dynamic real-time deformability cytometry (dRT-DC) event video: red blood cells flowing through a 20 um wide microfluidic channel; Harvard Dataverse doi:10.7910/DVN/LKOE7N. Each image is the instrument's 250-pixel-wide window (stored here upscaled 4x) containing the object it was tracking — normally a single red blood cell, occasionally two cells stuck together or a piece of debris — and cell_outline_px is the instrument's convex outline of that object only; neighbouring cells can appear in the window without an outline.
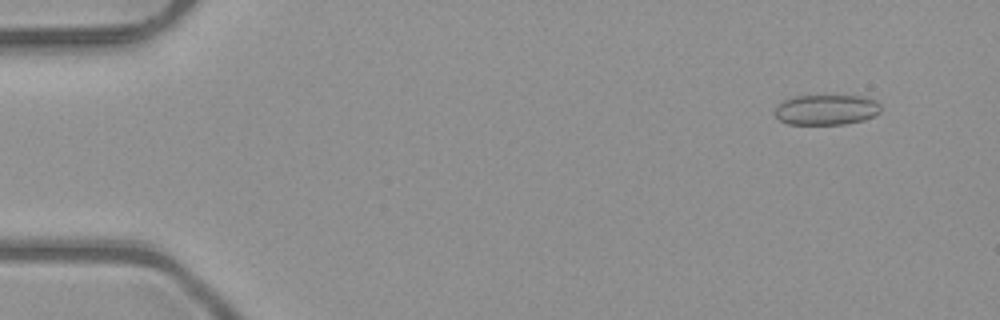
{"species": "common noctule bat (a hibernating species)", "species_latin": "Nyctalus noctula", "temperature_condition": "room temperature", "stored_images_in_passage": 7, "camera_frame_rate_fps": 3000, "um_per_image_px": 0.085, "animal": {"sex": "male", "body_mass_g": 23.1, "forearm_length_mm": 52.7}, "frame": {"image": 1, "passage_image": 2, "time_ms": 0.333, "image_size_px": [1000, 320], "cell_outline_px": [[880, 112], [864, 120], [844, 124], [788, 124], [780, 120], [772, 112], [784, 100], [796, 96], [860, 96], [876, 100], [880, 104]], "centroid_in_image_um": [70.23, 9.33], "position_along_channel_um": 14.8, "area_um2": 18.61}}
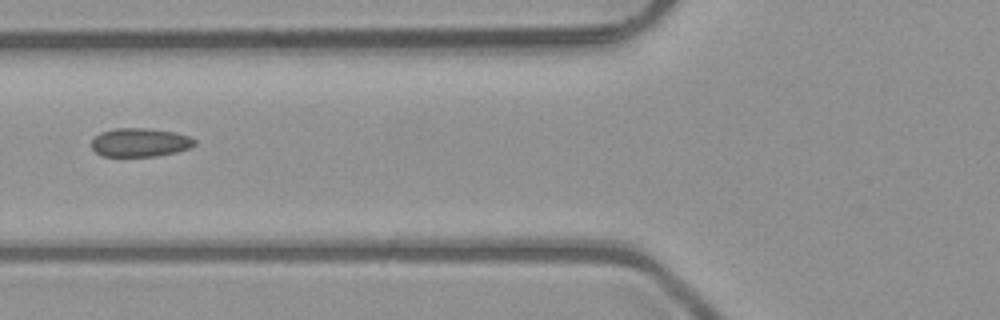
{"frame": {"image": 2, "passage_image": 6, "time_ms": 1.667, "image_size_px": [1000, 320], "cell_outline_px": [[196, 144], [188, 148], [176, 152], [156, 156], [100, 156], [92, 148], [92, 140], [100, 132], [116, 128], [144, 128], [172, 132], [188, 136], [196, 140]], "centroid_in_image_um": [11.87, 12.11], "position_along_channel_um": 113.9, "area_um2": 17.05}}
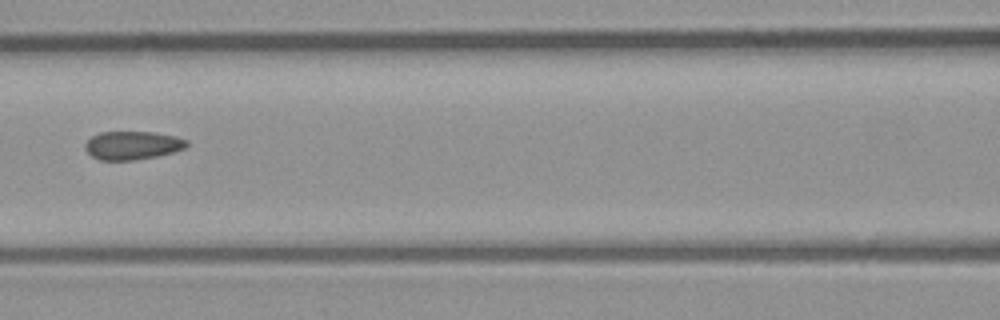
{"frame": {"image": 3, "passage_image": 7, "time_ms": 2.0, "image_size_px": [1000, 320], "cell_outline_px": [[188, 144], [184, 148], [172, 152], [156, 156], [132, 160], [100, 160], [92, 156], [84, 148], [84, 144], [92, 136], [100, 132], [152, 132], [176, 136], [188, 140]], "centroid_in_image_um": [11.24, 12.35], "position_along_channel_um": 155.4, "area_um2": 16.7}}